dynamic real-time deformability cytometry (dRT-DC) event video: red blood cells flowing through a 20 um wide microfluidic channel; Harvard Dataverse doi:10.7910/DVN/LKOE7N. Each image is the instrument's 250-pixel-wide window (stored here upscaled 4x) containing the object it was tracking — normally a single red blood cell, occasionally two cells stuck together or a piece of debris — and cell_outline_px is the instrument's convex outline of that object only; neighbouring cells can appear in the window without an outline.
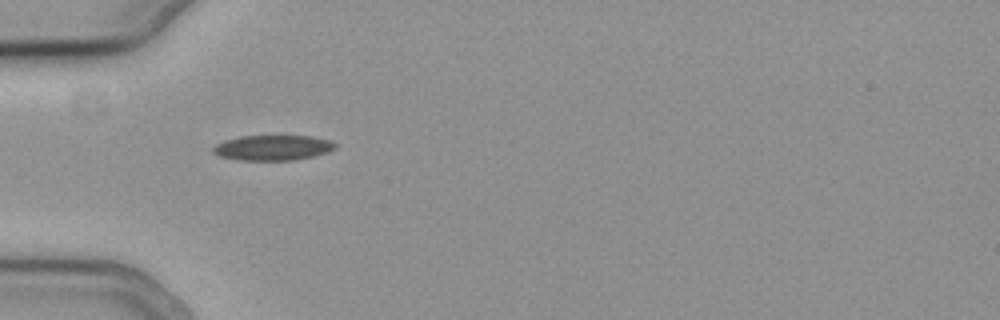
{"species": "common noctule bat (a hibernating species)", "species_latin": "Nyctalus noctula", "temperature_condition": "cold", "stored_images_in_passage": 4, "camera_frame_rate_fps": 3000, "um_per_image_px": 0.085, "animal": {"sex": "female", "body_mass_g": 19.3, "forearm_length_mm": 54.1}, "frame": {"image": 1, "passage_image": 1, "time_ms": 0.0, "image_size_px": [1000, 320], "cell_outline_px": [[336, 148], [328, 152], [296, 160], [236, 160], [220, 156], [212, 152], [212, 148], [216, 144], [224, 140], [240, 136], [312, 136], [332, 140], [336, 144]], "centroid_in_image_um": [23.19, 12.55], "position_along_channel_um": 61.8, "area_um2": 18.09}}